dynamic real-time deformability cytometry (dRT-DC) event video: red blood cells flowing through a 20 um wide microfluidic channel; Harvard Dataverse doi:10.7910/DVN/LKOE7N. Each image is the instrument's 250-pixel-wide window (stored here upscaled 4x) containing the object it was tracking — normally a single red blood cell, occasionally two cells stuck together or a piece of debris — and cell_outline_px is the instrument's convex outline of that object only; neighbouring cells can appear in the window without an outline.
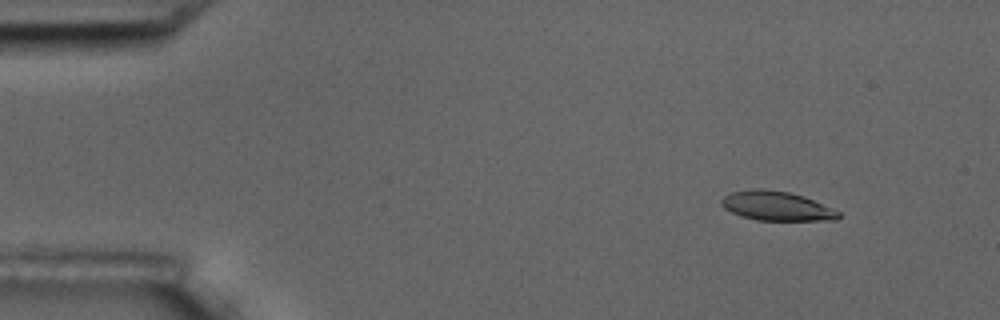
{"species": "common noctule bat (a hibernating species)", "species_latin": "Nyctalus noctula", "temperature_condition": "room temperature", "stored_images_in_passage": 5, "camera_frame_rate_fps": 3000, "um_per_image_px": 0.085, "animal": {"sex": "male", "body_mass_g": 17.5, "forearm_length_mm": 52.3}, "frame": {"image": 1, "passage_image": 1, "time_ms": 0.0, "image_size_px": [1000, 320], "cell_outline_px": [[840, 216], [836, 220], [756, 220], [740, 216], [724, 208], [720, 204], [720, 200], [724, 196], [732, 192], [756, 188], [764, 188], [788, 192], [804, 196], [832, 208], [840, 212]], "centroid_in_image_um": [65.99, 17.5], "position_along_channel_um": 19.0, "area_um2": 20.0}}